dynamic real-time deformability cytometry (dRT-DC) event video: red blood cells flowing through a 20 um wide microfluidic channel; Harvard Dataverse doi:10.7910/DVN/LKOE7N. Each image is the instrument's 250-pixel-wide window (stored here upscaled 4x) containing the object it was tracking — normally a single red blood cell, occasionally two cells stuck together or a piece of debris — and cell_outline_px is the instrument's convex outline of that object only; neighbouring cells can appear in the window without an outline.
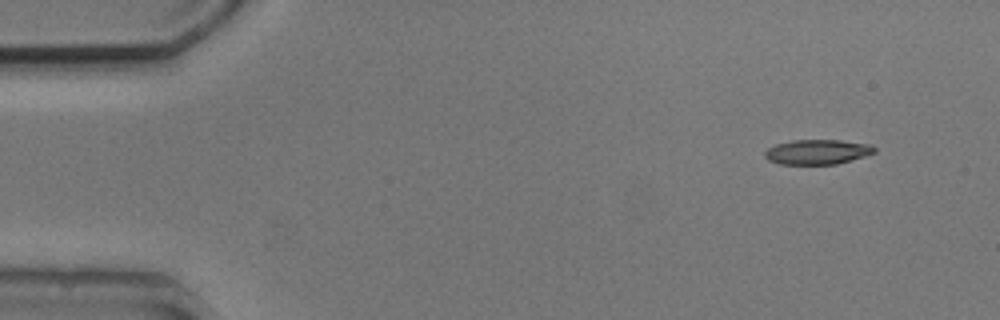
{"species": "common noctule bat (a hibernating species)", "species_latin": "Nyctalus noctula", "temperature_condition": "cold", "stored_images_in_passage": 5, "camera_frame_rate_fps": 3000, "um_per_image_px": 0.085, "animal": {"sex": "male", "body_mass_g": 20.5, "forearm_length_mm": 52.5}, "frame": {"image": 1, "passage_image": 1, "time_ms": 0.0, "image_size_px": [1000, 320], "cell_outline_px": [[876, 152], [864, 156], [836, 164], [780, 164], [768, 160], [764, 156], [764, 152], [768, 148], [776, 144], [792, 140], [840, 140], [872, 144], [876, 148]], "centroid_in_image_um": [69.48, 12.9], "position_along_channel_um": 15.5, "area_um2": 15.9}}